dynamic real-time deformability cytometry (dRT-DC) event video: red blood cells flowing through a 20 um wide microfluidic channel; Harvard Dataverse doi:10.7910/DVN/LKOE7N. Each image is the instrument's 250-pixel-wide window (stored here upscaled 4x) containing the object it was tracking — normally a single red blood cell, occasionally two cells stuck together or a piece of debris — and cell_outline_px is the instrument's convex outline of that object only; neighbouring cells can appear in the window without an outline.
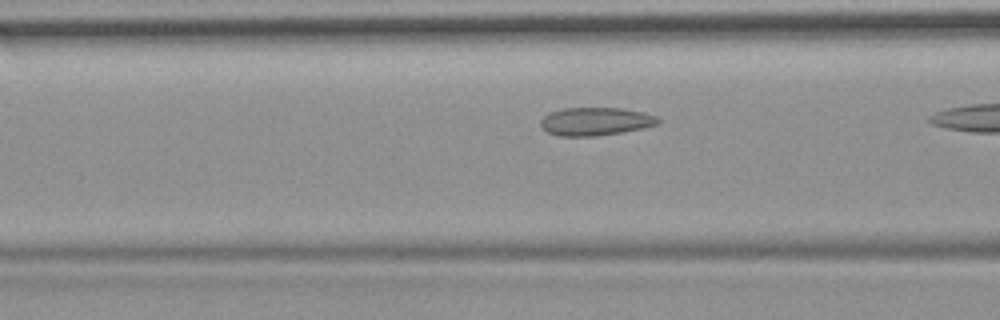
{"species": "common noctule bat (a hibernating species)", "species_latin": "Nyctalus noctula", "temperature_condition": "room temperature", "stored_images_in_passage": 13, "camera_frame_rate_fps": 3000, "um_per_image_px": 0.085, "animal": {"sex": "female", "body_mass_g": 19.9}, "frame": {"image": 1, "passage_image": 11, "time_ms": 3.333, "image_size_px": [1000, 320], "cell_outline_px": [[660, 124], [620, 132], [596, 136], [560, 136], [548, 132], [540, 124], [540, 120], [548, 112], [564, 108], [620, 108], [644, 112], [656, 116], [660, 120]], "centroid_in_image_um": [50.61, 10.31], "position_along_channel_um": 116.0, "area_um2": 19.13}}